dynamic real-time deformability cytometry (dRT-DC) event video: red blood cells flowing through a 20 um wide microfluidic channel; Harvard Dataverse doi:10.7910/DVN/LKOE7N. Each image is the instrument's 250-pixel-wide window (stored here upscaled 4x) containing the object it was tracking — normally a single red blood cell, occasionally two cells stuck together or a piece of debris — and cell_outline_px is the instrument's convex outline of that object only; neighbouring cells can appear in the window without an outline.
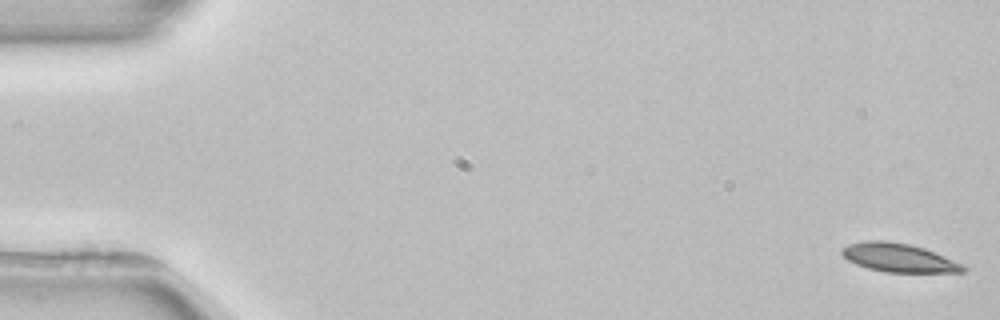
{"species": "common noctule bat (a hibernating species)", "species_latin": "Nyctalus noctula", "temperature_condition": "room temperature", "stored_images_in_passage": 4, "segment_of_instrument_passage": [2, 2], "camera_frame_rate_fps": 3000, "um_per_image_px": 0.085, "animal": {"sex": "female", "body_mass_g": 22.7, "forearm_length_mm": 54.2}, "frame": {"image": 1, "passage_image": 4, "time_ms": 5.667, "image_size_px": [1000, 320], "cell_outline_px": [[968, 268], [964, 272], [884, 272], [868, 268], [856, 264], [848, 260], [840, 252], [840, 248], [848, 244], [864, 240], [884, 240], [908, 244], [924, 248], [968, 264]], "centroid_in_image_um": [76.45, 21.9], "position_along_channel_um": 8.6, "area_um2": 20.58}}